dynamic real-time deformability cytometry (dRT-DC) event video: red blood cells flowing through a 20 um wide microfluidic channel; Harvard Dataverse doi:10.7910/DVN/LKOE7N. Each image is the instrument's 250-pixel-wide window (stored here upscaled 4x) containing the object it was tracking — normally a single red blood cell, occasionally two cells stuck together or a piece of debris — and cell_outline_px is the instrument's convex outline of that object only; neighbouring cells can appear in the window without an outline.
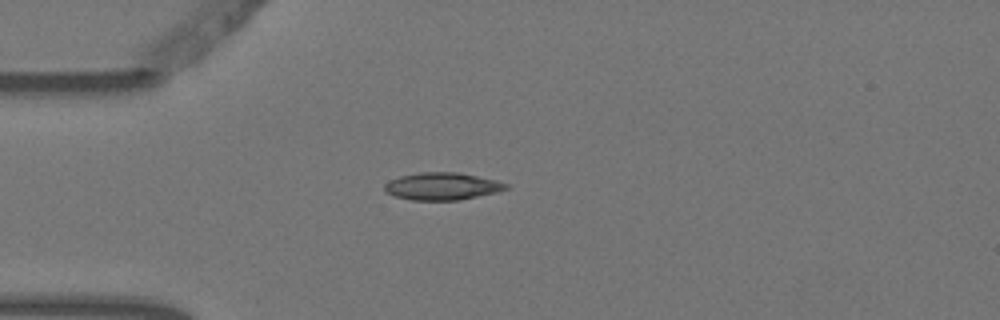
{"species": "Egyptian fruit bat (a non-hibernating species)", "species_latin": "Rousettus aegyptiacus", "temperature_condition": "warm", "stored_images_in_passage": 5, "camera_frame_rate_fps": 3000, "um_per_image_px": 0.085, "animal": {"sex": "female"}, "frame": {"image": 1, "passage_image": 5, "time_ms": 1.333, "image_size_px": [1000, 320], "cell_outline_px": [[508, 188], [496, 192], [460, 200], [412, 200], [396, 196], [384, 192], [384, 184], [400, 176], [420, 172], [460, 172], [496, 180], [508, 184]], "centroid_in_image_um": [37.58, 15.83], "position_along_channel_um": 47.4, "area_um2": 19.31}}